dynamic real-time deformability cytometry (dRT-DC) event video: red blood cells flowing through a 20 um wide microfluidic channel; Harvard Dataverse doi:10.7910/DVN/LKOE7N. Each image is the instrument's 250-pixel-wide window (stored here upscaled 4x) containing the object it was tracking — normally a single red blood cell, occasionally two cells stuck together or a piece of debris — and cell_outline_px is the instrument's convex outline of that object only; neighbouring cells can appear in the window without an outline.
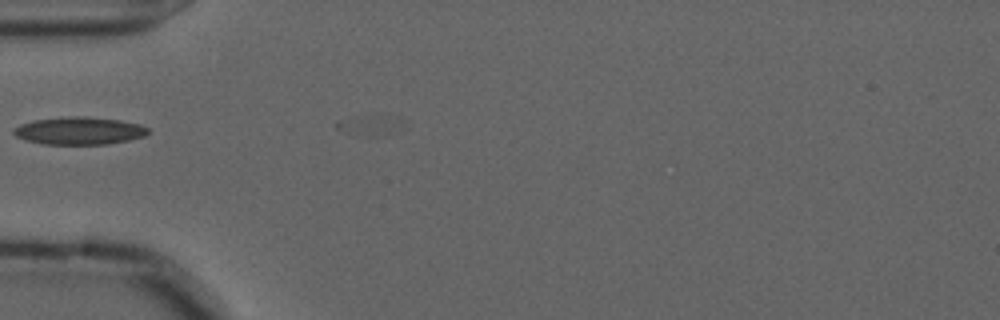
{"species": "common noctule bat (a hibernating species)", "species_latin": "Nyctalus noctula", "temperature_condition": "cold", "stored_images_in_passage": 2, "camera_frame_rate_fps": 3000, "um_per_image_px": 0.085, "animal": {"sex": "male", "forearm_length_mm": 52.5}, "frame": {"image": 1, "passage_image": 1, "time_ms": 0.0, "image_size_px": [1000, 320], "cell_outline_px": [[148, 132], [144, 136], [128, 140], [108, 144], [44, 144], [28, 140], [16, 136], [12, 132], [12, 128], [20, 124], [32, 120], [68, 116], [88, 116], [120, 120], [140, 124], [148, 128]], "centroid_in_image_um": [6.72, 11.1], "position_along_channel_um": 78.3, "area_um2": 21.68}}